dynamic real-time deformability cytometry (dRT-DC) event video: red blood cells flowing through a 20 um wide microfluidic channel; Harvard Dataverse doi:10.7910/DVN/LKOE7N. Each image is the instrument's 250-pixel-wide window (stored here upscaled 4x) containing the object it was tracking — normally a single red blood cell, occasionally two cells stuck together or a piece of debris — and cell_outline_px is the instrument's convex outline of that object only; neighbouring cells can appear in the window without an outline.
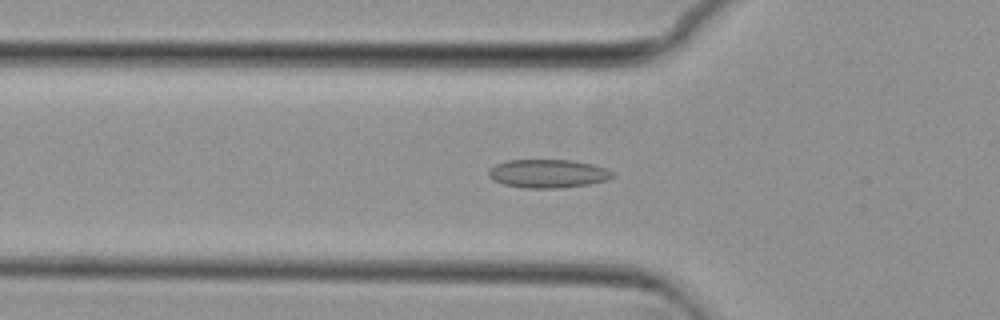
{"species": "common noctule bat (a hibernating species)", "species_latin": "Nyctalus noctula", "temperature_condition": "cold", "stored_images_in_passage": 44, "camera_frame_rate_fps": 3000, "um_per_image_px": 0.085, "animal": {"sex": "female", "body_mass_g": 29.2, "forearm_length_mm": 56.3}, "frame": {"image": 1, "passage_image": 7, "time_ms": 2.0, "image_size_px": [1000, 320], "cell_outline_px": [[616, 176], [608, 180], [588, 184], [560, 188], [524, 188], [504, 184], [492, 180], [488, 176], [488, 172], [496, 164], [508, 160], [572, 160], [592, 164], [608, 168], [616, 172]], "centroid_in_image_um": [46.64, 14.75], "position_along_channel_um": 79.2, "area_um2": 20.75}}
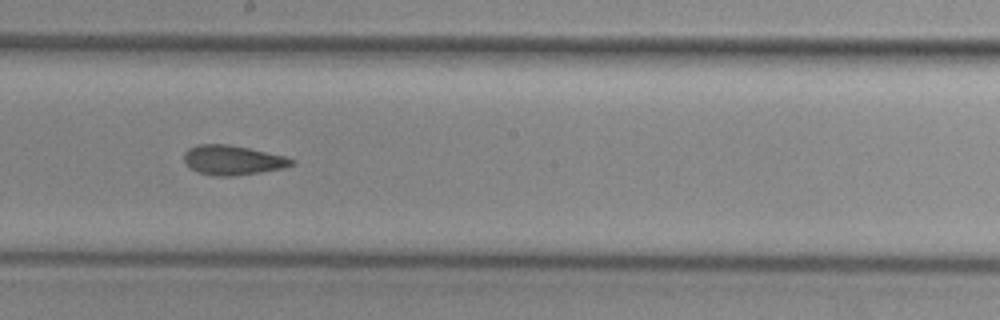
{"frame": {"image": 2, "passage_image": 19, "time_ms": 6.0, "image_size_px": [1000, 320], "cell_outline_px": [[296, 164], [284, 168], [260, 172], [232, 176], [216, 176], [196, 172], [188, 168], [184, 160], [184, 152], [188, 148], [196, 144], [228, 144], [248, 148], [284, 156], [296, 160]], "centroid_in_image_um": [19.75, 13.61], "position_along_channel_um": 228.4, "area_um2": 18.73}}
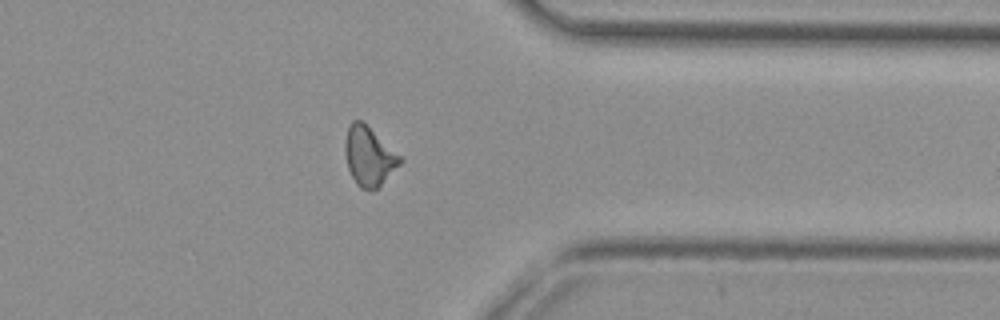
{"frame": {"image": 3, "passage_image": 32, "time_ms": 10.333, "image_size_px": [1000, 320], "cell_outline_px": [[404, 160], [376, 188], [360, 188], [356, 184], [348, 168], [344, 152], [344, 144], [348, 124], [352, 120], [360, 120], [400, 156]], "centroid_in_image_um": [31.31, 13.26], "position_along_channel_um": 380.1, "area_um2": 18.32}, "authors_computed_cell_mechanics": {"area_um2": 18.4382, "velocity_mm_per_s": 3.7183, "shape_relaxation_time_tau1_ms": null, "shape_relaxation_time_tau2_ms": 3.2281, "deformation_change_tau1": null, "deformation_change_tau2": 0.0931}}